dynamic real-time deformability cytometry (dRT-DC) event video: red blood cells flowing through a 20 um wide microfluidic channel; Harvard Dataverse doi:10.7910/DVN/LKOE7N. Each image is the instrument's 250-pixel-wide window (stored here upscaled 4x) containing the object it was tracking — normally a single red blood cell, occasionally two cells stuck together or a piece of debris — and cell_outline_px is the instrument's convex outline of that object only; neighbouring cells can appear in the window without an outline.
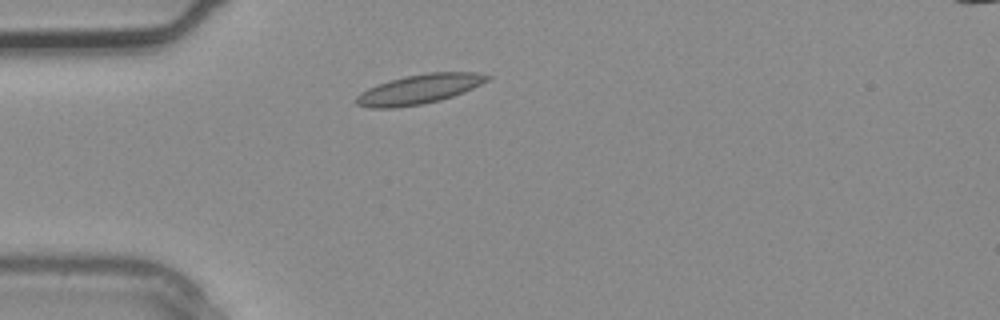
{"species": "common noctule bat (a hibernating species)", "species_latin": "Nyctalus noctula", "temperature_condition": "warm", "stored_images_in_passage": 1, "camera_frame_rate_fps": 3000, "um_per_image_px": 0.085, "animal": {"sex": "male", "body_mass_g": 20.4}, "frame": {"image": 1, "passage_image": 1, "time_ms": 0.0, "image_size_px": [1000, 320], "cell_outline_px": [[492, 76], [488, 80], [464, 92], [440, 100], [424, 104], [396, 108], [368, 108], [356, 104], [356, 96], [360, 92], [376, 84], [404, 76], [428, 72], [476, 72]], "centroid_in_image_um": [35.6, 7.58], "position_along_channel_um": 49.4, "area_um2": 22.66}}